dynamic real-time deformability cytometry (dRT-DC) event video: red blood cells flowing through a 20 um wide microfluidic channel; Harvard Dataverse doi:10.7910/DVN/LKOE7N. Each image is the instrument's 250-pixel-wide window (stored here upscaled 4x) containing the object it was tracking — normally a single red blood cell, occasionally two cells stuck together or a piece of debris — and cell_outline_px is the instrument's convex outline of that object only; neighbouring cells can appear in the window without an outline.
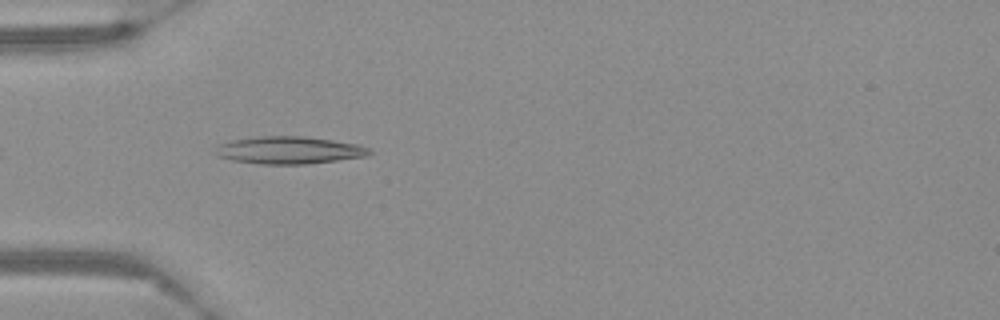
{"species": "Egyptian fruit bat (a non-hibernating species)", "species_latin": "Rousettus aegyptiacus", "temperature_condition": "warm", "stored_images_in_passage": 6, "camera_frame_rate_fps": 3000, "um_per_image_px": 0.085, "frame": {"image": 1, "passage_image": 3, "time_ms": 0.667, "image_size_px": [1000, 320], "cell_outline_px": [[372, 152], [368, 156], [304, 164], [260, 164], [232, 160], [216, 156], [216, 144], [232, 140], [260, 136], [304, 136], [332, 140], [356, 144], [368, 148]], "centroid_in_image_um": [24.53, 12.76], "position_along_channel_um": 60.5, "area_um2": 24.51}}